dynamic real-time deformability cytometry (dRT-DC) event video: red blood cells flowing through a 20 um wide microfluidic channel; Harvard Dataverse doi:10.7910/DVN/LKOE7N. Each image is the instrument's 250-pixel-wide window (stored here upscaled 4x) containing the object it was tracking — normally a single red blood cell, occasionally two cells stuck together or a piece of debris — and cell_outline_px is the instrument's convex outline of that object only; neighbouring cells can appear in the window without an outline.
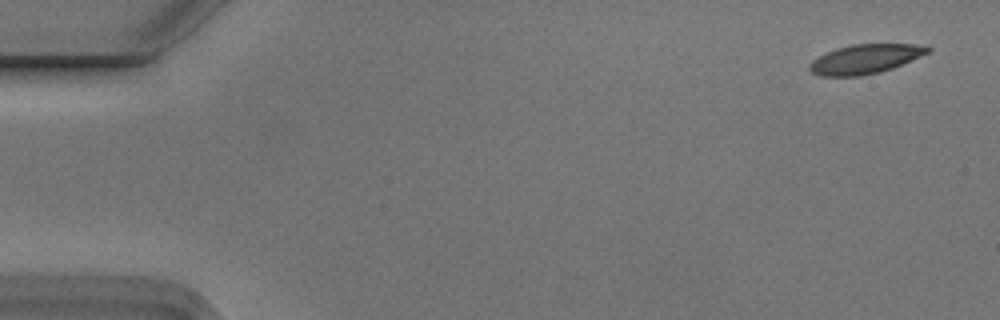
{"species": "Egyptian fruit bat (a non-hibernating species)", "species_latin": "Rousettus aegyptiacus", "temperature_condition": "cold", "stored_images_in_passage": 5, "camera_frame_rate_fps": 3000, "um_per_image_px": 0.085, "animal": {"sex": "male"}, "frame": {"image": 1, "passage_image": 1, "time_ms": 0.0, "image_size_px": [1000, 320], "cell_outline_px": [[932, 48], [928, 52], [892, 68], [880, 72], [860, 76], [820, 76], [812, 72], [808, 68], [808, 64], [812, 60], [836, 48], [852, 44], [912, 44]], "centroid_in_image_um": [73.48, 5.02], "position_along_channel_um": 11.5, "area_um2": 19.88}}